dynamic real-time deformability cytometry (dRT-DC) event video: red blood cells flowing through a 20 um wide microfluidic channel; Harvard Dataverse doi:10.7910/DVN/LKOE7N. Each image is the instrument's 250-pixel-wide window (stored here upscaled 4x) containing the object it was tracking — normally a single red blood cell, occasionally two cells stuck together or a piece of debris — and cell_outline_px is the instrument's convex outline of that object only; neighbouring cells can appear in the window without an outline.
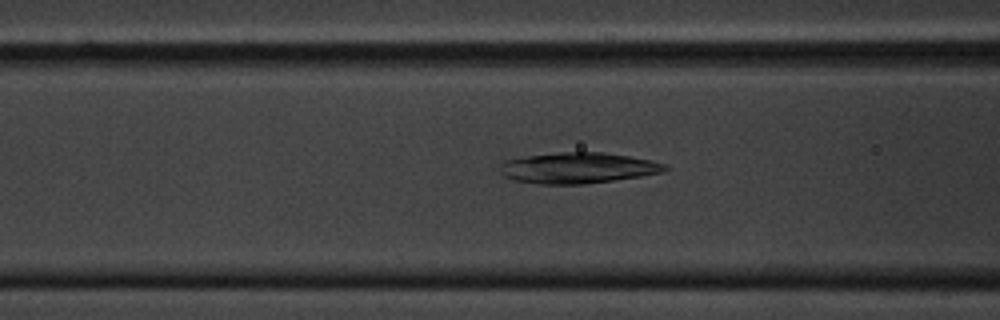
{"species": "common noctule bat (a hibernating species)", "species_latin": "Nyctalus noctula", "temperature_condition": "cold", "stored_images_in_passage": 54, "camera_frame_rate_fps": 3000, "um_per_image_px": 0.085, "animal": {"sex": "male", "body_mass_g": 20.1, "forearm_length_mm": 53.5}, "frame": {"image": 1, "passage_image": 22, "time_ms": 7.0, "image_size_px": [1000, 320], "cell_outline_px": [[668, 168], [664, 172], [640, 176], [584, 184], [540, 184], [512, 180], [504, 176], [500, 172], [500, 164], [504, 160], [528, 156], [560, 152], [604, 152], [652, 160], [664, 164]], "centroid_in_image_um": [49.09, 14.27], "position_along_channel_um": 117.5, "area_um2": 29.59}}
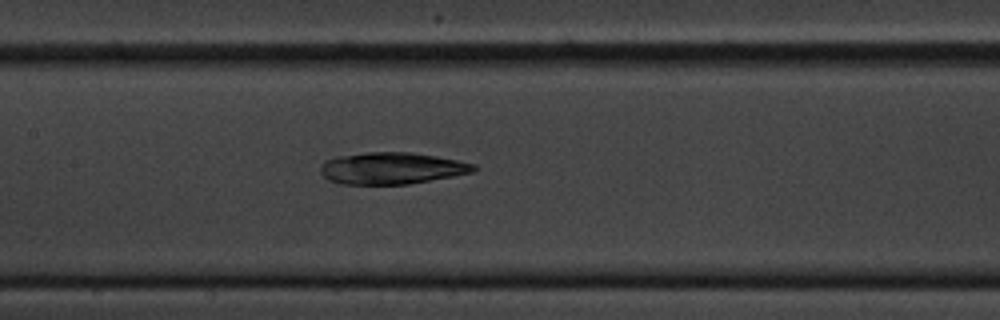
{"frame": {"image": 2, "passage_image": 27, "time_ms": 8.667, "image_size_px": [1000, 320], "cell_outline_px": [[476, 168], [472, 172], [452, 176], [408, 184], [340, 184], [328, 180], [320, 172], [320, 164], [324, 160], [340, 156], [368, 152], [408, 152], [436, 156], [476, 164]], "centroid_in_image_um": [33.25, 14.3], "position_along_channel_um": 174.2, "area_um2": 28.21}}
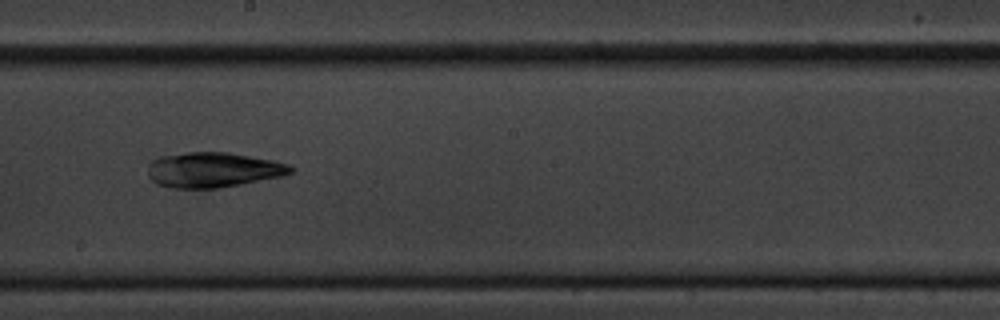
{"frame": {"image": 3, "passage_image": 32, "time_ms": 10.333, "image_size_px": [1000, 320], "cell_outline_px": [[296, 168], [292, 172], [280, 176], [220, 188], [172, 188], [156, 184], [148, 176], [148, 164], [152, 160], [160, 156], [188, 152], [228, 152], [272, 160], [288, 164]], "centroid_in_image_um": [18.08, 14.43], "position_along_channel_um": 230.1, "area_um2": 29.19}}